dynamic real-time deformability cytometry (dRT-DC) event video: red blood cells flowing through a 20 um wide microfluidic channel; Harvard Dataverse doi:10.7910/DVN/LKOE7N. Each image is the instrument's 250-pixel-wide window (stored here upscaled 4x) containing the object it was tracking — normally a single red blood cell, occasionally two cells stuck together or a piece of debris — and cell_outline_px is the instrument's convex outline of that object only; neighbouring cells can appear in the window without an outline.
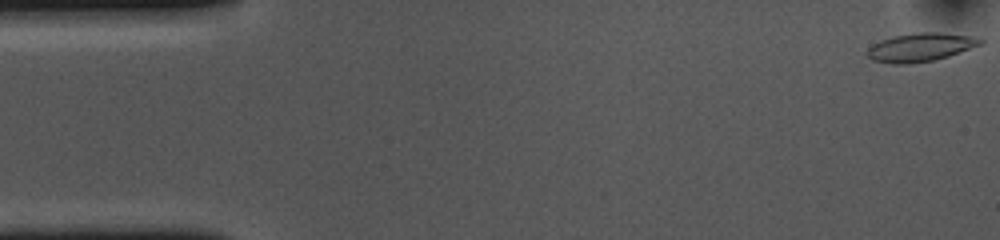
{"species": "common noctule bat (a hibernating species)", "species_latin": "Nyctalus noctula", "temperature_condition": "cold", "stored_images_in_passage": 54, "camera_frame_rate_fps": 3000, "um_per_image_px": 0.085, "animal": {"sex": "female", "body_mass_g": 10.0, "forearm_length_mm": 53.1}, "frame": {"image": 1, "passage_image": 1, "time_ms": 0.0, "image_size_px": [1000, 240], "cell_outline_px": [[984, 44], [936, 60], [904, 64], [892, 64], [872, 60], [864, 52], [872, 44], [880, 40], [892, 36], [920, 32], [936, 32], [980, 36], [984, 40]], "centroid_in_image_um": [78.27, 4.01], "position_along_channel_um": 6.7, "area_um2": 19.13}}
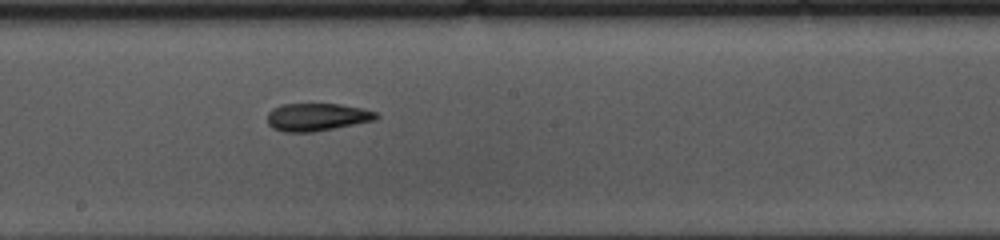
{"frame": {"image": 2, "passage_image": 28, "time_ms": 9.0, "image_size_px": [1000, 240], "cell_outline_px": [[380, 116], [376, 120], [316, 132], [284, 132], [272, 128], [268, 124], [268, 112], [272, 108], [280, 104], [340, 104], [360, 108], [376, 112]], "centroid_in_image_um": [26.93, 9.95], "position_along_channel_um": 221.3, "area_um2": 17.74}}
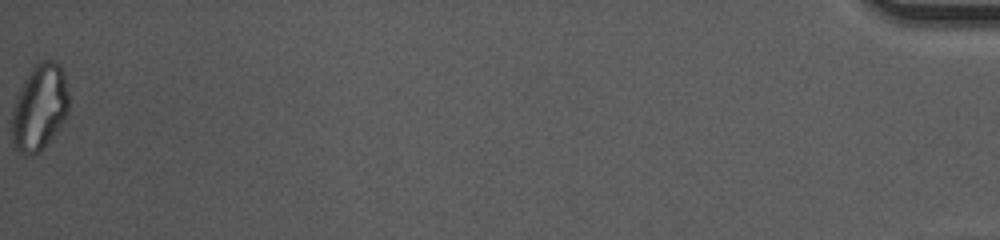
{"frame": {"image": 3, "passage_image": 54, "time_ms": 17.667, "image_size_px": [1000, 240], "cell_outline_px": [[68, 112], [64, 120], [52, 136], [32, 156], [28, 156], [12, 148], [12, 108], [20, 88], [28, 72], [40, 60], [52, 60], [60, 64], [64, 72], [68, 92]], "centroid_in_image_um": [3.34, 9.1], "position_along_channel_um": 431.9, "area_um2": 28.5}, "authors_computed_cell_mechanics": {"area_um2": 18.4671, "velocity_mm_per_s": 3.6605, "shape_relaxation_time_tau1_ms": 5.7461, "shape_relaxation_time_tau2_ms": 6.586, "deformation_change_tau1": 0.1513, "deformation_change_tau2": 0.1496}}